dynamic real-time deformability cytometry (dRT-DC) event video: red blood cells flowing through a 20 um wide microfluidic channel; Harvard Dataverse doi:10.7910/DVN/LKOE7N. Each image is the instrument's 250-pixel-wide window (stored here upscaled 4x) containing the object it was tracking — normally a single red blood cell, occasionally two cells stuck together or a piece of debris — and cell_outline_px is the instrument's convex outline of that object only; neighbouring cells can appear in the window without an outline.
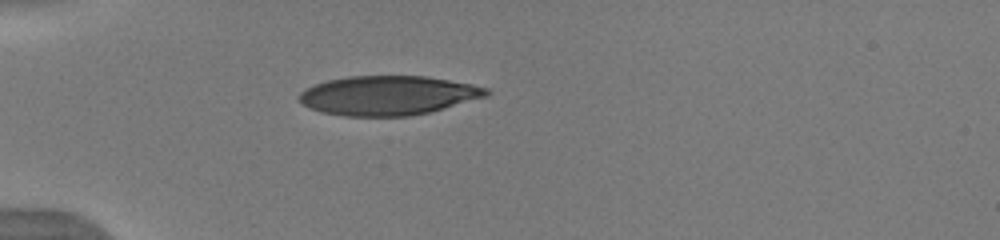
{"species": "human", "species_latin": "Homo sapiens", "temperature_condition": "warm", "stored_images_in_passage": 30, "camera_frame_rate_fps": 3000, "um_per_image_px": 0.085, "donor": {"sex": "male"}, "frame": {"image": 1, "passage_image": 1, "time_ms": 0.0, "image_size_px": [1000, 240], "cell_outline_px": [[492, 92], [488, 96], [428, 112], [408, 116], [344, 116], [320, 112], [300, 104], [300, 92], [304, 88], [328, 80], [348, 76], [424, 76], [472, 84], [488, 88]], "centroid_in_image_um": [32.97, 8.11], "position_along_channel_um": 52.0, "area_um2": 42.83}}
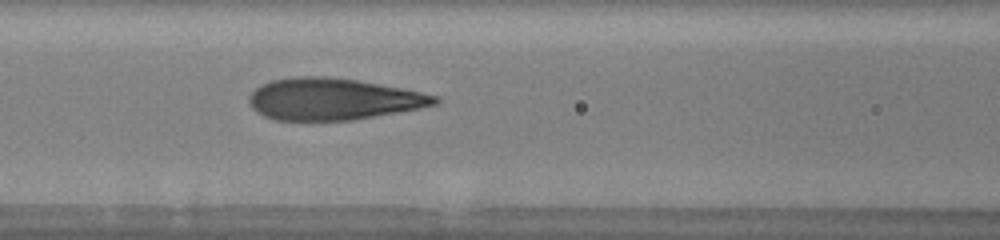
{"frame": {"image": 2, "passage_image": 9, "time_ms": 2.667, "image_size_px": [1000, 240], "cell_outline_px": [[440, 100], [436, 104], [396, 112], [352, 120], [276, 120], [264, 116], [256, 112], [248, 104], [248, 96], [256, 88], [272, 80], [296, 76], [328, 76], [356, 80], [400, 88], [440, 96]], "centroid_in_image_um": [28.25, 8.42], "position_along_channel_um": 138.3, "area_um2": 44.8}}
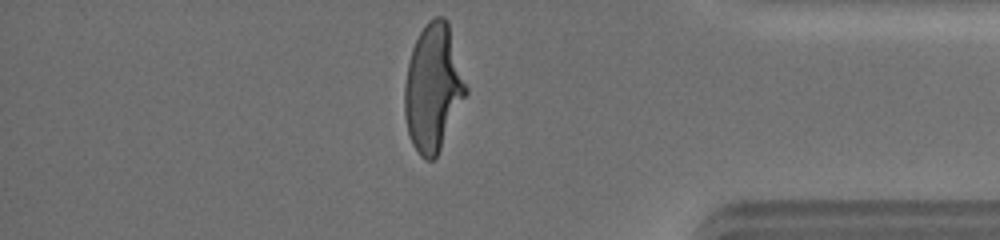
{"frame": {"image": 3, "passage_image": 29, "time_ms": 9.333, "image_size_px": [1000, 240], "cell_outline_px": [[468, 92], [436, 156], [432, 160], [424, 160], [420, 156], [412, 144], [408, 132], [404, 116], [404, 84], [408, 60], [412, 48], [424, 24], [428, 20], [436, 16], [444, 16], [448, 20], [468, 88]], "centroid_in_image_um": [36.81, 7.42], "position_along_channel_um": 398.4, "area_um2": 45.6}, "authors_computed_cell_mechanics": {"area_um2": 45.1996, "velocity_mm_per_s": 3.9994, "shape_relaxation_time_tau1_ms": 4.8074, "shape_relaxation_time_tau2_ms": null, "deformation_change_tau1": 0.2489, "deformation_change_tau2": null}}